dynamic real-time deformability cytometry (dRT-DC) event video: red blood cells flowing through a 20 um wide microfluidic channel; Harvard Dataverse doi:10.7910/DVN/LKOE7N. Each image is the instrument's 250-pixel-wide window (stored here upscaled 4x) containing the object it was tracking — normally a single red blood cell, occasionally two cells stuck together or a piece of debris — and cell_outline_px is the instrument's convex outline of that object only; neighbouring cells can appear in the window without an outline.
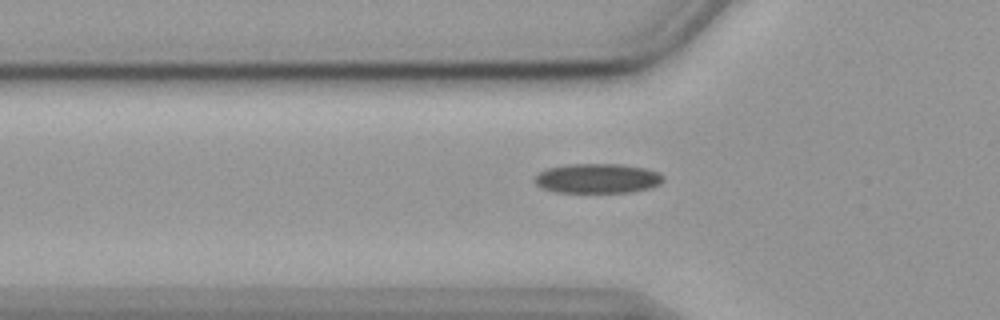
{"species": "common noctule bat (a hibernating species)", "species_latin": "Nyctalus noctula", "temperature_condition": "cold", "stored_images_in_passage": 40, "camera_frame_rate_fps": 3000, "um_per_image_px": 0.085, "animal": {"sex": "female", "body_mass_g": 19.9}, "frame": {"image": 1, "passage_image": 6, "time_ms": 1.667, "image_size_px": [1000, 320], "cell_outline_px": [[664, 180], [660, 184], [648, 188], [632, 192], [556, 192], [540, 188], [532, 180], [540, 172], [548, 168], [568, 164], [620, 164], [644, 168], [660, 172], [664, 176]], "centroid_in_image_um": [50.78, 15.16], "position_along_channel_um": 75.0, "area_um2": 22.31}}
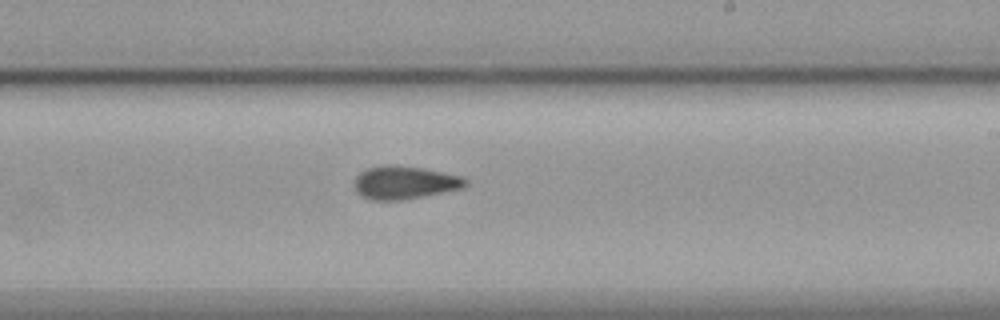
{"frame": {"image": 2, "passage_image": 21, "time_ms": 6.667, "image_size_px": [1000, 320], "cell_outline_px": [[468, 184], [464, 188], [424, 196], [400, 200], [372, 200], [356, 192], [352, 184], [356, 176], [360, 172], [368, 168], [384, 164], [392, 164], [424, 168], [464, 176], [468, 180]], "centroid_in_image_um": [34.41, 15.5], "position_along_channel_um": 254.6, "area_um2": 21.79}}
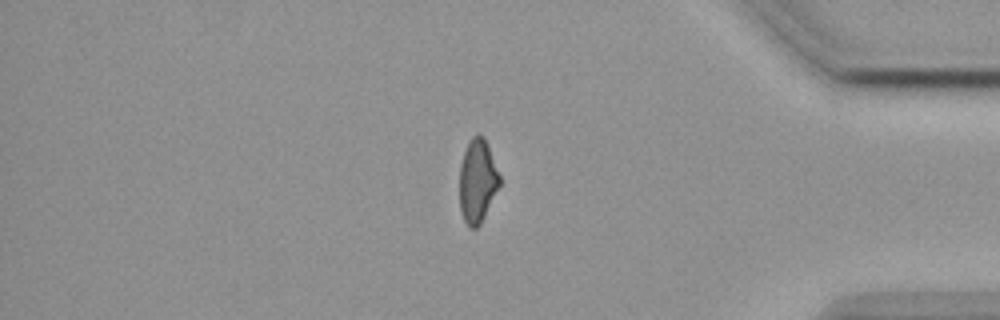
{"frame": {"image": 3, "passage_image": 35, "time_ms": 11.333, "image_size_px": [1000, 320], "cell_outline_px": [[500, 184], [480, 224], [476, 228], [468, 228], [464, 220], [460, 208], [460, 164], [464, 152], [472, 136], [484, 136], [488, 144], [500, 176]], "centroid_in_image_um": [40.58, 15.39], "position_along_channel_um": 394.6, "area_um2": 19.25}, "authors_computed_cell_mechanics": {"area_um2": 21.8484, "velocity_mm_per_s": 3.5826, "shape_relaxation_time_tau1_ms": 9.3826, "shape_relaxation_time_tau2_ms": 5.9701, "deformation_change_tau1": 0.1532, "deformation_change_tau2": 0.1368}}